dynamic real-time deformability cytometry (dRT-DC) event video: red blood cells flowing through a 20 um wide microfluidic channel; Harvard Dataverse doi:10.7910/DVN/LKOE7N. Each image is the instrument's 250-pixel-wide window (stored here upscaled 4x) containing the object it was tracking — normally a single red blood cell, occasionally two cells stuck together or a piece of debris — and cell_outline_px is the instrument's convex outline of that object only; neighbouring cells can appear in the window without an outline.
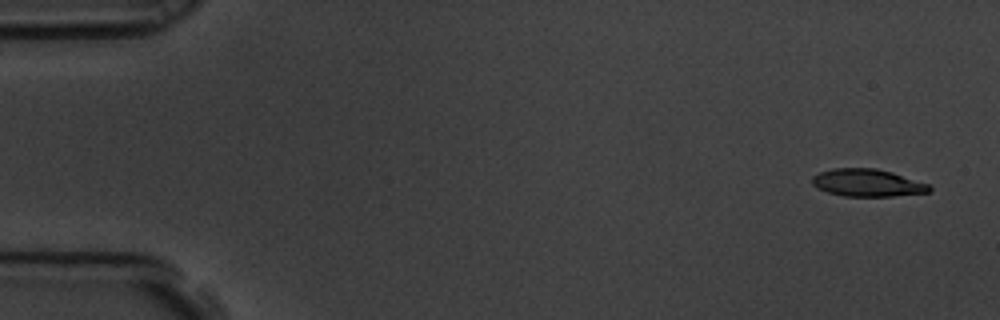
{"species": "common noctule bat (a hibernating species)", "species_latin": "Nyctalus noctula", "temperature_condition": "room temperature", "stored_images_in_passage": 11, "camera_frame_rate_fps": 3000, "um_per_image_px": 0.085, "animal": {"sex": "male", "body_mass_g": 19.5, "forearm_length_mm": 54.6}, "frame": {"image": 1, "passage_image": 1, "time_ms": 0.0, "image_size_px": [1000, 320], "cell_outline_px": [[932, 192], [892, 196], [844, 196], [828, 192], [816, 188], [812, 184], [812, 176], [820, 172], [832, 168], [876, 168], [892, 172], [928, 184], [932, 188]], "centroid_in_image_um": [73.72, 15.54], "position_along_channel_um": 11.3, "area_um2": 18.79}}
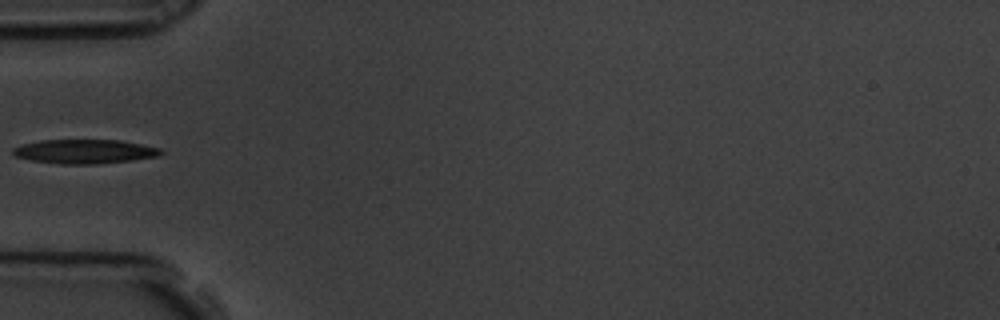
{"frame": {"image": 2, "passage_image": 5, "time_ms": 1.333, "image_size_px": [1000, 320], "cell_outline_px": [[164, 152], [160, 156], [132, 160], [96, 164], [56, 164], [32, 160], [16, 156], [12, 152], [12, 148], [20, 144], [40, 140], [120, 140], [160, 148]], "centroid_in_image_um": [7.18, 12.87], "position_along_channel_um": 77.8, "area_um2": 20.92}}
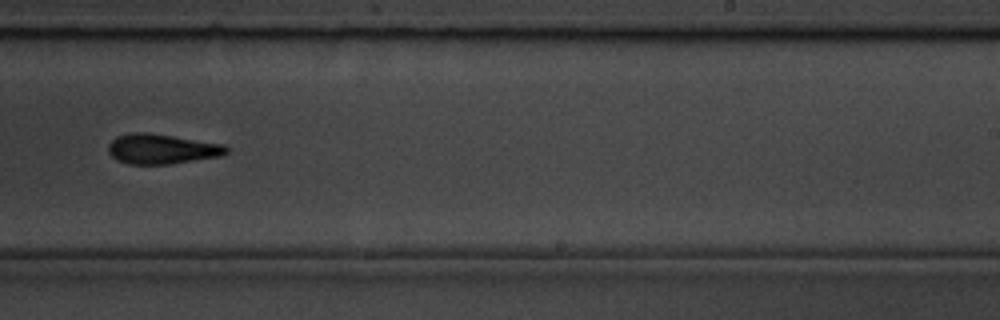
{"frame": {"image": 3, "passage_image": 10, "time_ms": 3.0, "image_size_px": [1000, 320], "cell_outline_px": [[228, 152], [220, 156], [172, 164], [128, 164], [116, 160], [108, 152], [108, 144], [116, 136], [128, 132], [148, 132], [224, 144], [228, 148]], "centroid_in_image_um": [13.72, 12.65], "position_along_channel_um": 275.3, "area_um2": 20.81}}